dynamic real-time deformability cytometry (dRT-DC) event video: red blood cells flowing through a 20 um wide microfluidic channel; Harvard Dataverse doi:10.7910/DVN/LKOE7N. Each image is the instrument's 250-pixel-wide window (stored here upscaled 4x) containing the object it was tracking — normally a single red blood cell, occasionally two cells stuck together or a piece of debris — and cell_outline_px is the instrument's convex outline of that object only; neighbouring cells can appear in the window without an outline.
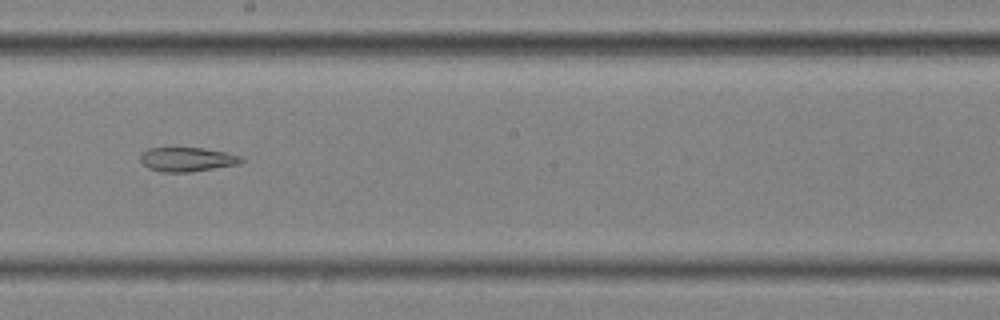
{"species": "common noctule bat (a hibernating species)", "species_latin": "Nyctalus noctula", "temperature_condition": "cold", "stored_images_in_passage": 58, "segment_of_instrument_passage": [2, 2], "camera_frame_rate_fps": 3000, "um_per_image_px": 0.085, "animal": {"sex": "female", "body_mass_g": 25.1}, "frame": {"image": 1, "passage_image": 33, "time_ms": 10.667, "image_size_px": [1000, 320], "cell_outline_px": [[244, 160], [240, 164], [192, 172], [160, 172], [148, 168], [140, 160], [140, 156], [148, 148], [204, 148], [244, 156]], "centroid_in_image_um": [15.95, 13.56], "position_along_channel_um": 232.3, "area_um2": 14.33}}
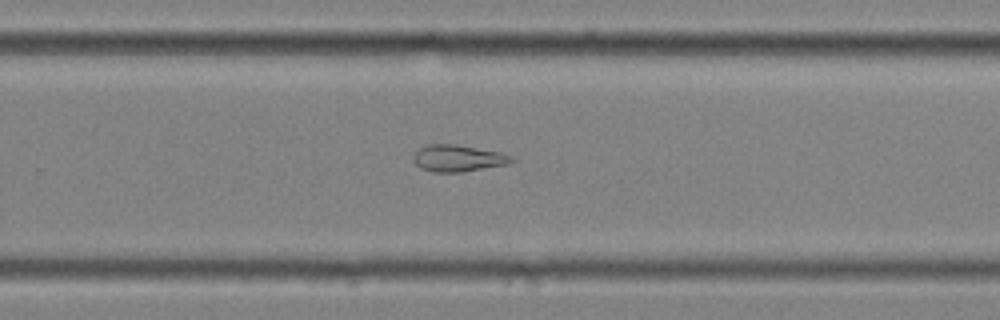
{"frame": {"image": 2, "passage_image": 38, "time_ms": 12.333, "image_size_px": [1000, 320], "cell_outline_px": [[516, 160], [508, 164], [464, 172], [432, 172], [420, 168], [412, 160], [412, 156], [420, 148], [428, 144], [456, 144], [500, 152], [512, 156]], "centroid_in_image_um": [38.93, 13.46], "position_along_channel_um": 290.9, "area_um2": 15.43}}
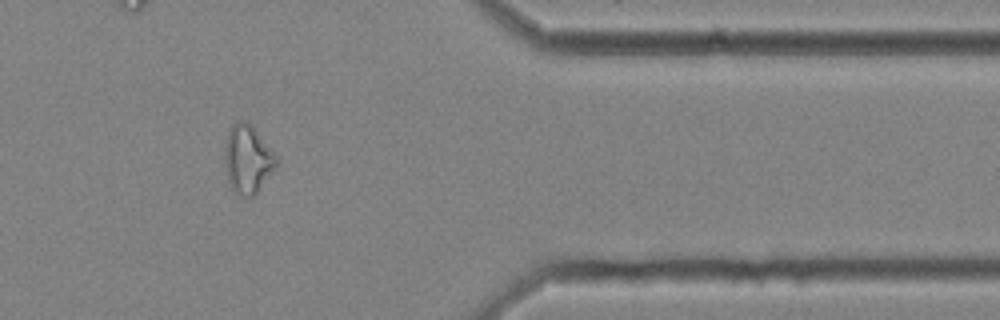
{"frame": {"image": 3, "passage_image": 48, "time_ms": 15.667, "image_size_px": [1000, 320], "cell_outline_px": [[280, 164], [256, 192], [252, 196], [240, 196], [232, 188], [228, 180], [224, 156], [224, 148], [228, 132], [232, 124], [240, 120], [248, 120], [252, 124], [280, 160]], "centroid_in_image_um": [21.08, 13.49], "position_along_channel_um": 390.3, "area_um2": 20.75}}